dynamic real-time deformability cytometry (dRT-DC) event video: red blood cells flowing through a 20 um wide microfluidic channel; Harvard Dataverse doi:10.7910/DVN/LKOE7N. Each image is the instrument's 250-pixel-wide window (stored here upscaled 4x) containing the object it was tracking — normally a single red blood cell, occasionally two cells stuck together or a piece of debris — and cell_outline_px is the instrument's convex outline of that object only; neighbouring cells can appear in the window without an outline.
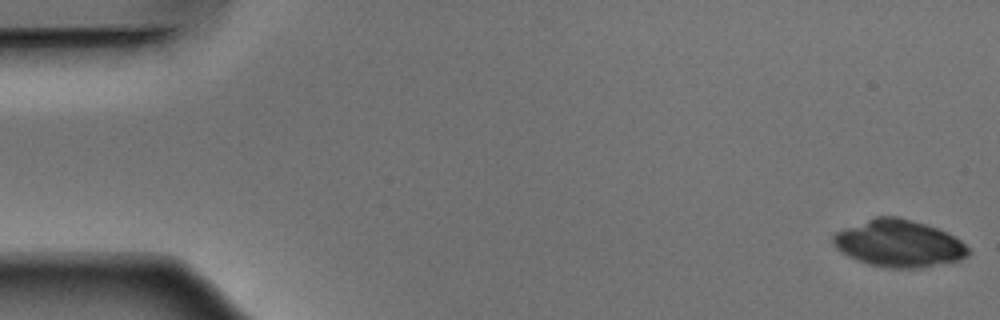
{"species": "Egyptian fruit bat (a non-hibernating species)", "species_latin": "Rousettus aegyptiacus", "temperature_condition": "warm", "stored_images_in_passage": 52, "camera_frame_rate_fps": 3000, "um_per_image_px": 0.085, "animal": {"sex": "male"}, "frame": {"image": 1, "passage_image": 1, "time_ms": 0.0, "image_size_px": [1000, 320], "cell_outline_px": [[972, 252], [968, 256], [960, 260], [920, 268], [888, 268], [868, 264], [848, 256], [836, 248], [832, 240], [832, 236], [836, 232], [844, 228], [876, 216], [896, 216], [928, 224], [948, 232], [960, 240]], "centroid_in_image_um": [76.42, 20.69], "position_along_channel_um": 8.6, "area_um2": 37.22}}